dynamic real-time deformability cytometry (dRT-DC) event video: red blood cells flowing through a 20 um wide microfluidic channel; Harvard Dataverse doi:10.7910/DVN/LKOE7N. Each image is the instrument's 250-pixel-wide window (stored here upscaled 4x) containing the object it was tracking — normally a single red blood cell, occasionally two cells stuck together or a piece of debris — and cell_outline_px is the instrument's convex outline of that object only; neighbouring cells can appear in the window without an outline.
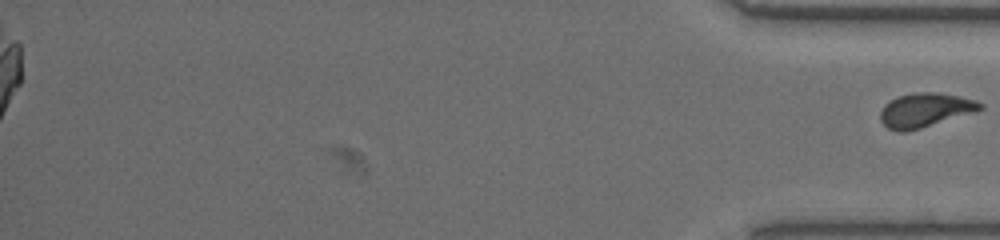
{"species": "common noctule bat (a hibernating species)", "species_latin": "Nyctalus noctula", "temperature_condition": "warm", "stored_images_in_passage": 51, "segment_of_instrument_passage": [2, 2], "camera_frame_rate_fps": 3000, "um_per_image_px": 0.085, "animal": {"sex": "female", "body_mass_g": 19.5, "forearm_length_mm": 54.1}, "frame": {"image": 1, "passage_image": 51, "time_ms": 16.667, "image_size_px": [1000, 240], "cell_outline_px": [[984, 108], [976, 112], [920, 128], [904, 132], [896, 132], [888, 128], [880, 120], [880, 112], [884, 104], [900, 96], [916, 92], [936, 92], [960, 96], [976, 100], [984, 104]], "centroid_in_image_um": [78.66, 9.36], "position_along_channel_um": 356.5, "area_um2": 19.88}}